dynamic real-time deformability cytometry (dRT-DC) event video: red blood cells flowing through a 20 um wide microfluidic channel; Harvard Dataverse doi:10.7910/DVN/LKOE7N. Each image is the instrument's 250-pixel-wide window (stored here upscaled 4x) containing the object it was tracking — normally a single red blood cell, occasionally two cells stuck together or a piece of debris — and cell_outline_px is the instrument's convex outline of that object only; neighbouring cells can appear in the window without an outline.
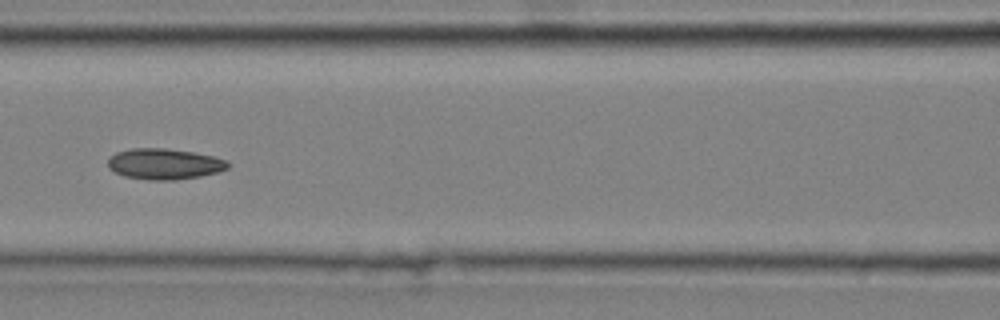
{"species": "common noctule bat (a hibernating species)", "species_latin": "Nyctalus noctula", "temperature_condition": "cold", "stored_images_in_passage": 9, "camera_frame_rate_fps": 3000, "um_per_image_px": 0.085, "animal": {"sex": "male", "body_mass_g": 20.4}, "frame": {"image": 1, "passage_image": 6, "time_ms": 1.667, "image_size_px": [1000, 320], "cell_outline_px": [[232, 164], [228, 168], [216, 172], [200, 176], [176, 180], [148, 180], [124, 176], [108, 168], [108, 160], [116, 152], [132, 148], [164, 148], [196, 152], [228, 160]], "centroid_in_image_um": [14.0, 13.93], "position_along_channel_um": 152.6, "area_um2": 21.68}}
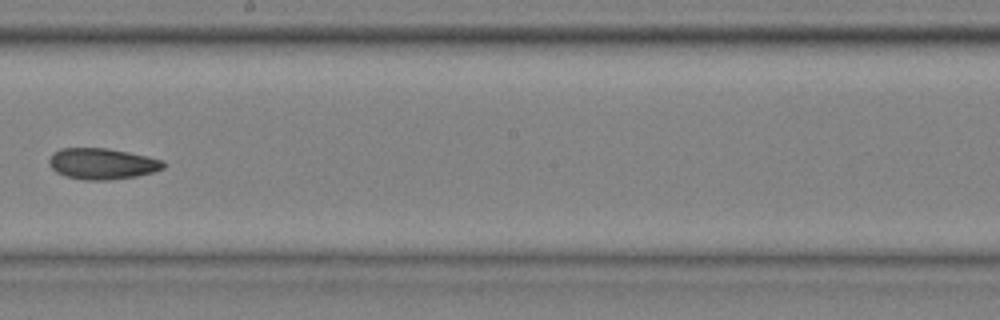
{"frame": {"image": 2, "passage_image": 8, "time_ms": 2.333, "image_size_px": [1000, 320], "cell_outline_px": [[164, 168], [152, 172], [136, 176], [108, 180], [84, 180], [64, 176], [56, 172], [48, 164], [48, 160], [52, 152], [60, 148], [108, 148], [128, 152], [164, 160]], "centroid_in_image_um": [8.64, 13.91], "position_along_channel_um": 239.6, "area_um2": 20.81}}
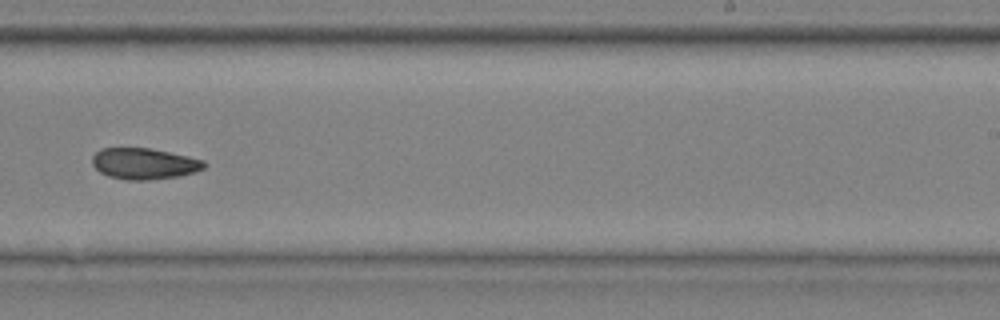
{"frame": {"image": 3, "passage_image": 9, "time_ms": 2.667, "image_size_px": [1000, 320], "cell_outline_px": [[208, 164], [204, 168], [196, 172], [180, 176], [148, 180], [124, 180], [108, 176], [100, 172], [92, 164], [92, 156], [100, 148], [148, 148], [188, 156], [204, 160]], "centroid_in_image_um": [12.26, 13.92], "position_along_channel_um": 276.7, "area_um2": 20.46}}